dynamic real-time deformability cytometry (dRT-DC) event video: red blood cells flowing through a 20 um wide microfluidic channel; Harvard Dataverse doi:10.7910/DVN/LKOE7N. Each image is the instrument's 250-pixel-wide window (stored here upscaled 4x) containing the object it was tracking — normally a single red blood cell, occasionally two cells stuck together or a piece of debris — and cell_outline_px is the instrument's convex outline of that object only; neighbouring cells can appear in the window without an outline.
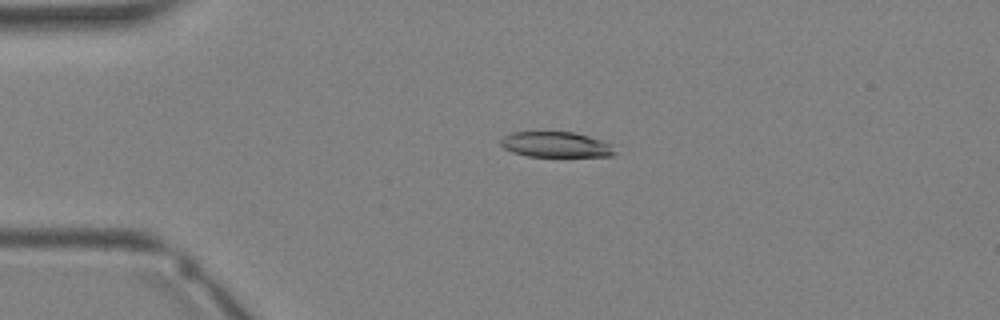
{"species": "Egyptian fruit bat (a non-hibernating species)", "species_latin": "Rousettus aegyptiacus", "temperature_condition": "warm", "stored_images_in_passage": 9, "camera_frame_rate_fps": 3000, "um_per_image_px": 0.085, "animal": {"sex": "female"}, "frame": {"image": 1, "passage_image": 2, "time_ms": 0.333, "image_size_px": [1000, 320], "cell_outline_px": [[616, 152], [612, 156], [528, 156], [512, 152], [504, 148], [500, 144], [500, 140], [508, 132], [576, 132], [612, 144]], "centroid_in_image_um": [47.23, 12.28], "position_along_channel_um": 37.8, "area_um2": 16.94}}
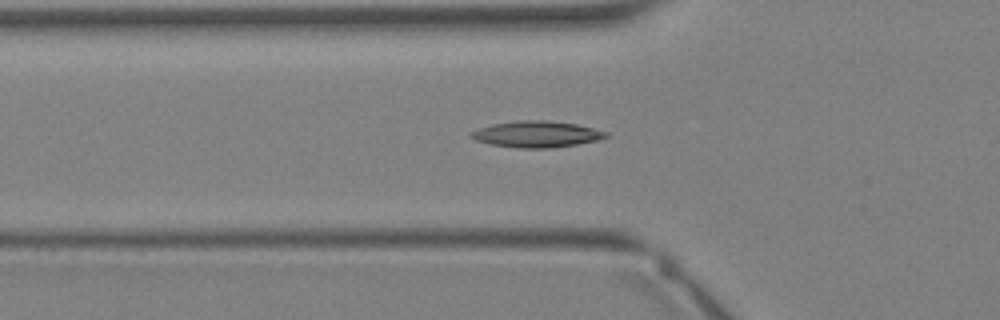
{"frame": {"image": 2, "passage_image": 6, "time_ms": 1.667, "image_size_px": [1000, 320], "cell_outline_px": [[608, 136], [600, 140], [576, 144], [548, 148], [516, 148], [492, 144], [476, 140], [468, 136], [468, 132], [492, 124], [520, 120], [544, 120], [576, 124], [608, 132]], "centroid_in_image_um": [45.59, 11.4], "position_along_channel_um": 80.2, "area_um2": 20.58}}
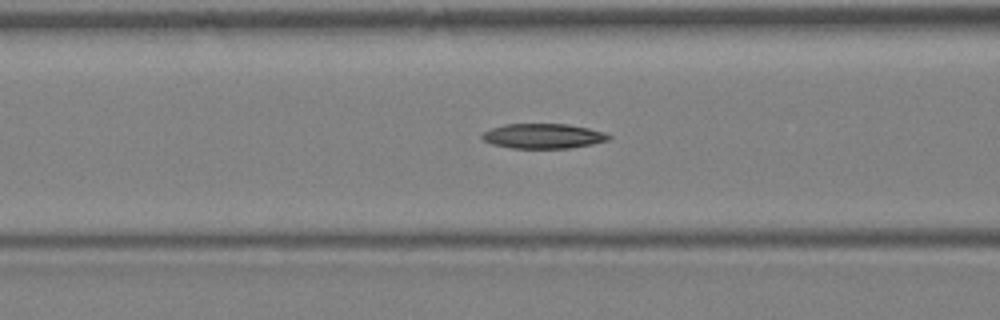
{"frame": {"image": 3, "passage_image": 8, "time_ms": 2.333, "image_size_px": [1000, 320], "cell_outline_px": [[612, 136], [608, 140], [592, 144], [568, 148], [512, 148], [492, 144], [484, 140], [480, 136], [484, 132], [492, 128], [504, 124], [568, 124], [588, 128], [604, 132]], "centroid_in_image_um": [46.17, 11.56], "position_along_channel_um": 120.4, "area_um2": 18.26}}